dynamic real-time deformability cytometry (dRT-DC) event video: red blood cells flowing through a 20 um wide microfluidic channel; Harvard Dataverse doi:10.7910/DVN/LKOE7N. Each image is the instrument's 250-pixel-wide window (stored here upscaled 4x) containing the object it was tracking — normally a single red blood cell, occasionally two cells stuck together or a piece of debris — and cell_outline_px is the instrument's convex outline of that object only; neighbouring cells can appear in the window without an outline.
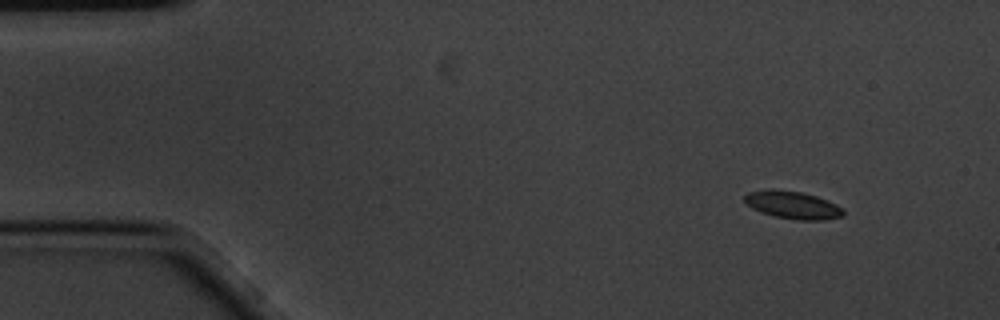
{"species": "common noctule bat (a hibernating species)", "species_latin": "Nyctalus noctula", "temperature_condition": "cold", "stored_images_in_passage": 4, "camera_frame_rate_fps": 3000, "um_per_image_px": 0.085, "animal": {"sex": "male", "body_mass_g": 20.1, "forearm_length_mm": 53.5}, "frame": {"image": 1, "passage_image": 1, "time_ms": 0.0, "image_size_px": [1000, 320], "cell_outline_px": [[844, 216], [824, 220], [796, 220], [776, 216], [760, 212], [744, 204], [744, 196], [748, 192], [768, 188], [772, 188], [800, 192], [816, 196], [828, 200], [836, 204], [844, 212]], "centroid_in_image_um": [67.33, 17.41], "position_along_channel_um": 17.7, "area_um2": 16.07}}
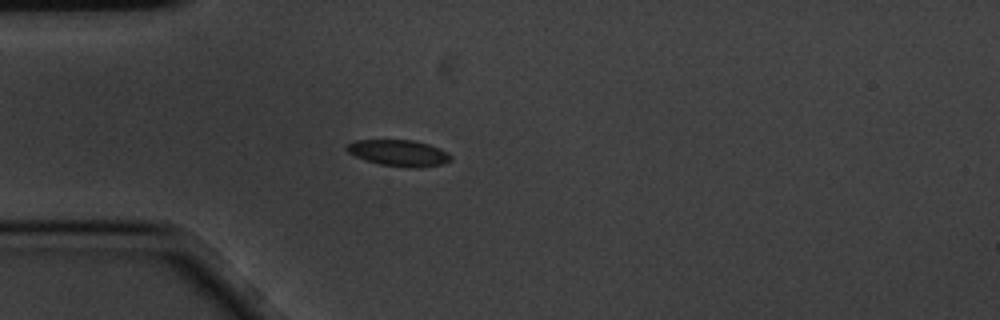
{"frame": {"image": 2, "passage_image": 4, "time_ms": 1.0, "image_size_px": [1000, 320], "cell_outline_px": [[452, 160], [444, 164], [420, 168], [408, 168], [380, 164], [364, 160], [348, 152], [344, 148], [344, 144], [356, 140], [412, 140], [428, 144], [440, 148], [448, 152], [452, 156]], "centroid_in_image_um": [33.9, 13.01], "position_along_channel_um": 51.1, "area_um2": 16.24}}